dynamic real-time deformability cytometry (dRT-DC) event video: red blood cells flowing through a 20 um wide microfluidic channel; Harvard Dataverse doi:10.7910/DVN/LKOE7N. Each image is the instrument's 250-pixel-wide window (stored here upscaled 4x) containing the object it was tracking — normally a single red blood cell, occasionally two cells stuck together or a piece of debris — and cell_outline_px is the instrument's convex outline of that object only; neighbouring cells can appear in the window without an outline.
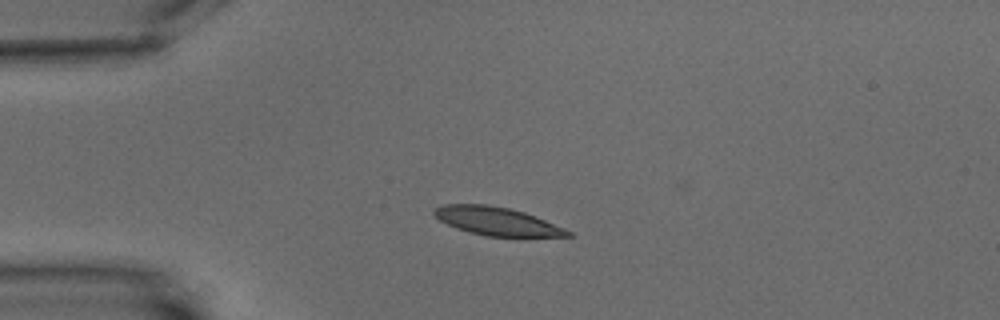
{"species": "common noctule bat (a hibernating species)", "species_latin": "Nyctalus noctula", "temperature_condition": "warm", "stored_images_in_passage": 1, "camera_frame_rate_fps": 3000, "um_per_image_px": 0.085, "animal": {"sex": "male", "body_mass_g": 15.6}, "frame": {"image": 1, "passage_image": 1, "time_ms": 0.0, "image_size_px": [1000, 320], "cell_outline_px": [[572, 236], [484, 236], [468, 232], [456, 228], [440, 220], [432, 212], [436, 208], [444, 204], [488, 204], [508, 208], [524, 212], [564, 228], [572, 232]], "centroid_in_image_um": [42.2, 18.8], "position_along_channel_um": 42.8, "area_um2": 21.68}}